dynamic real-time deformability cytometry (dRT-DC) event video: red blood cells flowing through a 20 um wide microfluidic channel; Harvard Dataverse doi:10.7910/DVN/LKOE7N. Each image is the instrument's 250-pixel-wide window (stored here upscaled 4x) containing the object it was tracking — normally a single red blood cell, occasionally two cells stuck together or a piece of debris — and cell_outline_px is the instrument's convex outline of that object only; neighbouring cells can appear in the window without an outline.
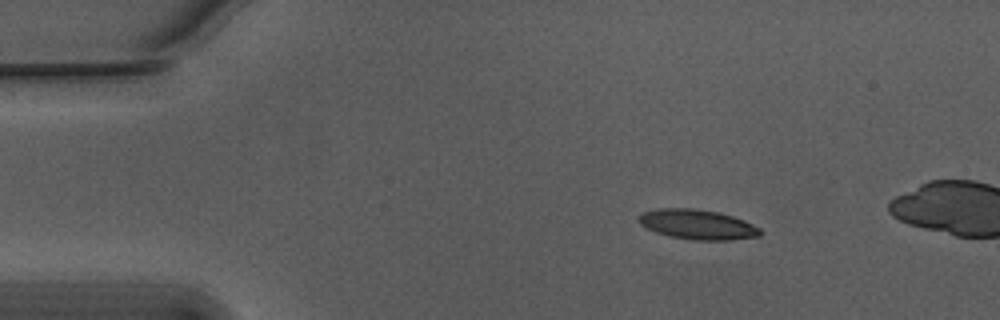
{"species": "Egyptian fruit bat (a non-hibernating species)", "species_latin": "Rousettus aegyptiacus", "temperature_condition": "warm", "stored_images_in_passage": 29, "camera_frame_rate_fps": 3000, "um_per_image_px": 0.085, "animal": {"sex": "male"}, "frame": {"image": 1, "passage_image": 1, "time_ms": 0.0, "image_size_px": [1000, 320], "cell_outline_px": [[764, 232], [760, 236], [728, 240], [696, 240], [672, 236], [656, 232], [640, 224], [640, 216], [644, 212], [660, 208], [692, 208], [716, 212], [732, 216], [744, 220], [760, 228]], "centroid_in_image_um": [59.34, 19.08], "position_along_channel_um": 25.7, "area_um2": 20.81}}
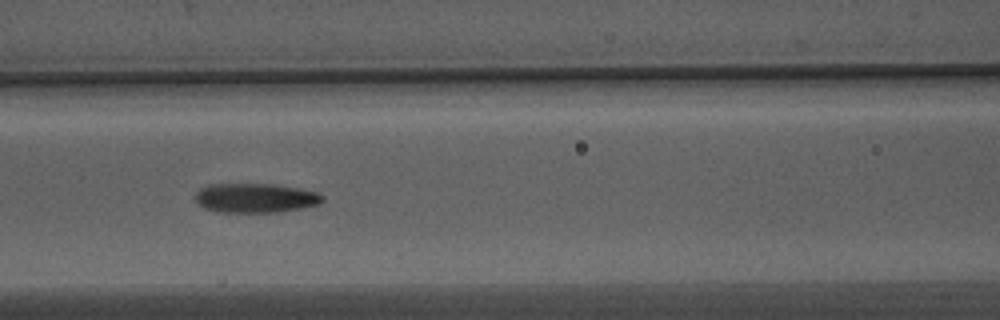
{"frame": {"image": 2, "passage_image": 16, "time_ms": 5.0, "image_size_px": [1000, 320], "cell_outline_px": [[324, 200], [316, 204], [280, 212], [216, 212], [204, 208], [196, 200], [196, 192], [200, 188], [212, 184], [272, 184], [296, 188], [316, 192], [324, 196]], "centroid_in_image_um": [21.67, 16.83], "position_along_channel_um": 144.9, "area_um2": 21.5}}
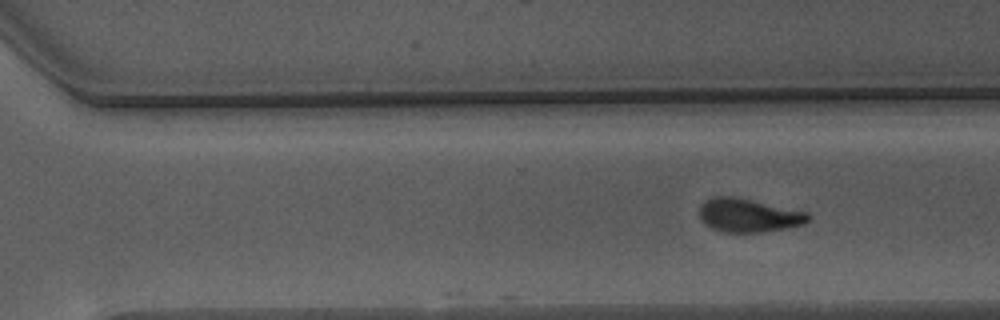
{"frame": {"image": 3, "passage_image": 29, "time_ms": 9.333, "image_size_px": [1000, 320], "cell_outline_px": [[812, 216], [804, 224], [788, 228], [764, 232], [724, 232], [712, 228], [704, 224], [700, 216], [700, 204], [704, 200], [712, 196], [736, 196], [808, 212]], "centroid_in_image_um": [63.63, 18.29], "position_along_channel_um": 307.0, "area_um2": 21.56}}